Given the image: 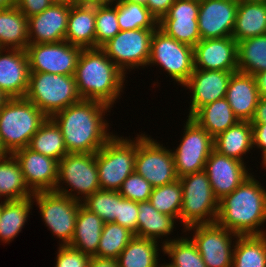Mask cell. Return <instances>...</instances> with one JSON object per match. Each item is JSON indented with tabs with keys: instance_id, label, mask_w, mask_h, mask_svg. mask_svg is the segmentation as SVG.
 Wrapping results in <instances>:
<instances>
[{
	"instance_id": "1",
	"label": "cell",
	"mask_w": 266,
	"mask_h": 267,
	"mask_svg": "<svg viewBox=\"0 0 266 267\" xmlns=\"http://www.w3.org/2000/svg\"><path fill=\"white\" fill-rule=\"evenodd\" d=\"M110 109L102 102L82 99L50 117L62 131L68 153H96L104 146L114 135L104 118Z\"/></svg>"
},
{
	"instance_id": "2",
	"label": "cell",
	"mask_w": 266,
	"mask_h": 267,
	"mask_svg": "<svg viewBox=\"0 0 266 267\" xmlns=\"http://www.w3.org/2000/svg\"><path fill=\"white\" fill-rule=\"evenodd\" d=\"M249 175L232 193L219 200L216 223L238 236L265 235L266 189Z\"/></svg>"
},
{
	"instance_id": "3",
	"label": "cell",
	"mask_w": 266,
	"mask_h": 267,
	"mask_svg": "<svg viewBox=\"0 0 266 267\" xmlns=\"http://www.w3.org/2000/svg\"><path fill=\"white\" fill-rule=\"evenodd\" d=\"M84 100L102 102L111 108L121 96L126 75L101 48L82 49L74 74Z\"/></svg>"
},
{
	"instance_id": "4",
	"label": "cell",
	"mask_w": 266,
	"mask_h": 267,
	"mask_svg": "<svg viewBox=\"0 0 266 267\" xmlns=\"http://www.w3.org/2000/svg\"><path fill=\"white\" fill-rule=\"evenodd\" d=\"M47 116L26 98H10L0 109V139L9 154L28 147Z\"/></svg>"
},
{
	"instance_id": "5",
	"label": "cell",
	"mask_w": 266,
	"mask_h": 267,
	"mask_svg": "<svg viewBox=\"0 0 266 267\" xmlns=\"http://www.w3.org/2000/svg\"><path fill=\"white\" fill-rule=\"evenodd\" d=\"M25 98L47 117L82 100L74 76L43 72L29 73Z\"/></svg>"
},
{
	"instance_id": "6",
	"label": "cell",
	"mask_w": 266,
	"mask_h": 267,
	"mask_svg": "<svg viewBox=\"0 0 266 267\" xmlns=\"http://www.w3.org/2000/svg\"><path fill=\"white\" fill-rule=\"evenodd\" d=\"M183 191L179 222L184 229L193 225L216 223L219 200L214 196L207 173L200 172L178 178Z\"/></svg>"
},
{
	"instance_id": "7",
	"label": "cell",
	"mask_w": 266,
	"mask_h": 267,
	"mask_svg": "<svg viewBox=\"0 0 266 267\" xmlns=\"http://www.w3.org/2000/svg\"><path fill=\"white\" fill-rule=\"evenodd\" d=\"M113 135L96 152L100 189L119 191L124 180L134 172L136 139Z\"/></svg>"
},
{
	"instance_id": "8",
	"label": "cell",
	"mask_w": 266,
	"mask_h": 267,
	"mask_svg": "<svg viewBox=\"0 0 266 267\" xmlns=\"http://www.w3.org/2000/svg\"><path fill=\"white\" fill-rule=\"evenodd\" d=\"M61 183L69 186L70 189H64ZM98 190H100V184L96 153H67L59 161L55 192L83 202Z\"/></svg>"
},
{
	"instance_id": "9",
	"label": "cell",
	"mask_w": 266,
	"mask_h": 267,
	"mask_svg": "<svg viewBox=\"0 0 266 267\" xmlns=\"http://www.w3.org/2000/svg\"><path fill=\"white\" fill-rule=\"evenodd\" d=\"M151 138L143 133L137 135L134 171L153 188L175 182L178 177L172 150Z\"/></svg>"
},
{
	"instance_id": "10",
	"label": "cell",
	"mask_w": 266,
	"mask_h": 267,
	"mask_svg": "<svg viewBox=\"0 0 266 267\" xmlns=\"http://www.w3.org/2000/svg\"><path fill=\"white\" fill-rule=\"evenodd\" d=\"M149 65H160L183 86L194 71L193 47L175 40L157 27L151 38Z\"/></svg>"
},
{
	"instance_id": "11",
	"label": "cell",
	"mask_w": 266,
	"mask_h": 267,
	"mask_svg": "<svg viewBox=\"0 0 266 267\" xmlns=\"http://www.w3.org/2000/svg\"><path fill=\"white\" fill-rule=\"evenodd\" d=\"M32 201H36L48 229L59 241L62 240L59 244L69 245L74 236L76 218L82 202L55 191L36 192Z\"/></svg>"
},
{
	"instance_id": "12",
	"label": "cell",
	"mask_w": 266,
	"mask_h": 267,
	"mask_svg": "<svg viewBox=\"0 0 266 267\" xmlns=\"http://www.w3.org/2000/svg\"><path fill=\"white\" fill-rule=\"evenodd\" d=\"M154 31L155 29L121 30L101 49L124 74L128 69L131 71L130 69L140 66L147 67Z\"/></svg>"
},
{
	"instance_id": "13",
	"label": "cell",
	"mask_w": 266,
	"mask_h": 267,
	"mask_svg": "<svg viewBox=\"0 0 266 267\" xmlns=\"http://www.w3.org/2000/svg\"><path fill=\"white\" fill-rule=\"evenodd\" d=\"M180 144L172 150L177 177L203 171L214 150V138L195 120L187 116Z\"/></svg>"
},
{
	"instance_id": "14",
	"label": "cell",
	"mask_w": 266,
	"mask_h": 267,
	"mask_svg": "<svg viewBox=\"0 0 266 267\" xmlns=\"http://www.w3.org/2000/svg\"><path fill=\"white\" fill-rule=\"evenodd\" d=\"M82 49L67 41L28 44L26 53L29 70L74 76Z\"/></svg>"
},
{
	"instance_id": "15",
	"label": "cell",
	"mask_w": 266,
	"mask_h": 267,
	"mask_svg": "<svg viewBox=\"0 0 266 267\" xmlns=\"http://www.w3.org/2000/svg\"><path fill=\"white\" fill-rule=\"evenodd\" d=\"M191 230L194 231L191 240L207 267H232L234 249L232 238H237L238 235L217 223L193 225L183 232Z\"/></svg>"
},
{
	"instance_id": "16",
	"label": "cell",
	"mask_w": 266,
	"mask_h": 267,
	"mask_svg": "<svg viewBox=\"0 0 266 267\" xmlns=\"http://www.w3.org/2000/svg\"><path fill=\"white\" fill-rule=\"evenodd\" d=\"M238 0H199L198 30L201 40L231 37Z\"/></svg>"
},
{
	"instance_id": "17",
	"label": "cell",
	"mask_w": 266,
	"mask_h": 267,
	"mask_svg": "<svg viewBox=\"0 0 266 267\" xmlns=\"http://www.w3.org/2000/svg\"><path fill=\"white\" fill-rule=\"evenodd\" d=\"M199 0H175L158 28L175 40L194 47L201 36L198 30Z\"/></svg>"
},
{
	"instance_id": "18",
	"label": "cell",
	"mask_w": 266,
	"mask_h": 267,
	"mask_svg": "<svg viewBox=\"0 0 266 267\" xmlns=\"http://www.w3.org/2000/svg\"><path fill=\"white\" fill-rule=\"evenodd\" d=\"M194 69L238 71L237 41L231 37L200 40L193 47Z\"/></svg>"
},
{
	"instance_id": "19",
	"label": "cell",
	"mask_w": 266,
	"mask_h": 267,
	"mask_svg": "<svg viewBox=\"0 0 266 267\" xmlns=\"http://www.w3.org/2000/svg\"><path fill=\"white\" fill-rule=\"evenodd\" d=\"M248 169L244 162L213 150L205 163L204 171L207 173L214 196L221 200L252 174L248 173Z\"/></svg>"
},
{
	"instance_id": "20",
	"label": "cell",
	"mask_w": 266,
	"mask_h": 267,
	"mask_svg": "<svg viewBox=\"0 0 266 267\" xmlns=\"http://www.w3.org/2000/svg\"><path fill=\"white\" fill-rule=\"evenodd\" d=\"M20 164L24 180L33 192L54 191L58 179L59 162L28 147L13 153Z\"/></svg>"
},
{
	"instance_id": "21",
	"label": "cell",
	"mask_w": 266,
	"mask_h": 267,
	"mask_svg": "<svg viewBox=\"0 0 266 267\" xmlns=\"http://www.w3.org/2000/svg\"><path fill=\"white\" fill-rule=\"evenodd\" d=\"M235 72L194 69L188 81L182 86L192 93L189 117L201 107L224 98L229 80Z\"/></svg>"
},
{
	"instance_id": "22",
	"label": "cell",
	"mask_w": 266,
	"mask_h": 267,
	"mask_svg": "<svg viewBox=\"0 0 266 267\" xmlns=\"http://www.w3.org/2000/svg\"><path fill=\"white\" fill-rule=\"evenodd\" d=\"M71 5L52 3L43 12L29 17V44L65 41Z\"/></svg>"
},
{
	"instance_id": "23",
	"label": "cell",
	"mask_w": 266,
	"mask_h": 267,
	"mask_svg": "<svg viewBox=\"0 0 266 267\" xmlns=\"http://www.w3.org/2000/svg\"><path fill=\"white\" fill-rule=\"evenodd\" d=\"M29 73L26 50L0 48V89L9 98H25Z\"/></svg>"
},
{
	"instance_id": "24",
	"label": "cell",
	"mask_w": 266,
	"mask_h": 267,
	"mask_svg": "<svg viewBox=\"0 0 266 267\" xmlns=\"http://www.w3.org/2000/svg\"><path fill=\"white\" fill-rule=\"evenodd\" d=\"M239 121H251L260 99L253 75L242 72L232 74L225 95Z\"/></svg>"
},
{
	"instance_id": "25",
	"label": "cell",
	"mask_w": 266,
	"mask_h": 267,
	"mask_svg": "<svg viewBox=\"0 0 266 267\" xmlns=\"http://www.w3.org/2000/svg\"><path fill=\"white\" fill-rule=\"evenodd\" d=\"M266 34V0H238L232 37L243 41Z\"/></svg>"
},
{
	"instance_id": "26",
	"label": "cell",
	"mask_w": 266,
	"mask_h": 267,
	"mask_svg": "<svg viewBox=\"0 0 266 267\" xmlns=\"http://www.w3.org/2000/svg\"><path fill=\"white\" fill-rule=\"evenodd\" d=\"M65 41L83 49L95 48V5H71Z\"/></svg>"
},
{
	"instance_id": "27",
	"label": "cell",
	"mask_w": 266,
	"mask_h": 267,
	"mask_svg": "<svg viewBox=\"0 0 266 267\" xmlns=\"http://www.w3.org/2000/svg\"><path fill=\"white\" fill-rule=\"evenodd\" d=\"M104 221L83 205L79 207L76 218L75 232L69 246L88 254L97 256Z\"/></svg>"
},
{
	"instance_id": "28",
	"label": "cell",
	"mask_w": 266,
	"mask_h": 267,
	"mask_svg": "<svg viewBox=\"0 0 266 267\" xmlns=\"http://www.w3.org/2000/svg\"><path fill=\"white\" fill-rule=\"evenodd\" d=\"M28 18L16 7L0 10V48L26 50Z\"/></svg>"
},
{
	"instance_id": "29",
	"label": "cell",
	"mask_w": 266,
	"mask_h": 267,
	"mask_svg": "<svg viewBox=\"0 0 266 267\" xmlns=\"http://www.w3.org/2000/svg\"><path fill=\"white\" fill-rule=\"evenodd\" d=\"M252 148V124L249 121H239L214 138L215 151L242 162L244 155Z\"/></svg>"
},
{
	"instance_id": "30",
	"label": "cell",
	"mask_w": 266,
	"mask_h": 267,
	"mask_svg": "<svg viewBox=\"0 0 266 267\" xmlns=\"http://www.w3.org/2000/svg\"><path fill=\"white\" fill-rule=\"evenodd\" d=\"M191 118L213 138L239 122L225 97L201 107Z\"/></svg>"
},
{
	"instance_id": "31",
	"label": "cell",
	"mask_w": 266,
	"mask_h": 267,
	"mask_svg": "<svg viewBox=\"0 0 266 267\" xmlns=\"http://www.w3.org/2000/svg\"><path fill=\"white\" fill-rule=\"evenodd\" d=\"M138 212L136 237L158 241L173 232L177 220L157 211L149 201L138 202Z\"/></svg>"
},
{
	"instance_id": "32",
	"label": "cell",
	"mask_w": 266,
	"mask_h": 267,
	"mask_svg": "<svg viewBox=\"0 0 266 267\" xmlns=\"http://www.w3.org/2000/svg\"><path fill=\"white\" fill-rule=\"evenodd\" d=\"M33 195L14 155L0 158V198L4 196V201L22 200Z\"/></svg>"
},
{
	"instance_id": "33",
	"label": "cell",
	"mask_w": 266,
	"mask_h": 267,
	"mask_svg": "<svg viewBox=\"0 0 266 267\" xmlns=\"http://www.w3.org/2000/svg\"><path fill=\"white\" fill-rule=\"evenodd\" d=\"M32 197L22 200L2 201V211L0 214V240L3 243L11 242L29 217L33 208Z\"/></svg>"
},
{
	"instance_id": "34",
	"label": "cell",
	"mask_w": 266,
	"mask_h": 267,
	"mask_svg": "<svg viewBox=\"0 0 266 267\" xmlns=\"http://www.w3.org/2000/svg\"><path fill=\"white\" fill-rule=\"evenodd\" d=\"M158 241L134 236L116 259L118 267H159Z\"/></svg>"
},
{
	"instance_id": "35",
	"label": "cell",
	"mask_w": 266,
	"mask_h": 267,
	"mask_svg": "<svg viewBox=\"0 0 266 267\" xmlns=\"http://www.w3.org/2000/svg\"><path fill=\"white\" fill-rule=\"evenodd\" d=\"M28 148L58 162L68 153L62 131L50 117H47L32 136Z\"/></svg>"
},
{
	"instance_id": "36",
	"label": "cell",
	"mask_w": 266,
	"mask_h": 267,
	"mask_svg": "<svg viewBox=\"0 0 266 267\" xmlns=\"http://www.w3.org/2000/svg\"><path fill=\"white\" fill-rule=\"evenodd\" d=\"M232 267H266V234L238 236Z\"/></svg>"
},
{
	"instance_id": "37",
	"label": "cell",
	"mask_w": 266,
	"mask_h": 267,
	"mask_svg": "<svg viewBox=\"0 0 266 267\" xmlns=\"http://www.w3.org/2000/svg\"><path fill=\"white\" fill-rule=\"evenodd\" d=\"M238 72L254 75L266 70V34L237 42Z\"/></svg>"
},
{
	"instance_id": "38",
	"label": "cell",
	"mask_w": 266,
	"mask_h": 267,
	"mask_svg": "<svg viewBox=\"0 0 266 267\" xmlns=\"http://www.w3.org/2000/svg\"><path fill=\"white\" fill-rule=\"evenodd\" d=\"M162 252L171 258L170 267H207L191 237H178L161 242Z\"/></svg>"
},
{
	"instance_id": "39",
	"label": "cell",
	"mask_w": 266,
	"mask_h": 267,
	"mask_svg": "<svg viewBox=\"0 0 266 267\" xmlns=\"http://www.w3.org/2000/svg\"><path fill=\"white\" fill-rule=\"evenodd\" d=\"M117 18L120 30L156 29L157 19L141 3L117 0Z\"/></svg>"
},
{
	"instance_id": "40",
	"label": "cell",
	"mask_w": 266,
	"mask_h": 267,
	"mask_svg": "<svg viewBox=\"0 0 266 267\" xmlns=\"http://www.w3.org/2000/svg\"><path fill=\"white\" fill-rule=\"evenodd\" d=\"M134 236L133 232L117 223H104L97 256L116 260Z\"/></svg>"
},
{
	"instance_id": "41",
	"label": "cell",
	"mask_w": 266,
	"mask_h": 267,
	"mask_svg": "<svg viewBox=\"0 0 266 267\" xmlns=\"http://www.w3.org/2000/svg\"><path fill=\"white\" fill-rule=\"evenodd\" d=\"M149 202L160 213L179 220L183 202V191L179 179L167 185L154 187Z\"/></svg>"
},
{
	"instance_id": "42",
	"label": "cell",
	"mask_w": 266,
	"mask_h": 267,
	"mask_svg": "<svg viewBox=\"0 0 266 267\" xmlns=\"http://www.w3.org/2000/svg\"><path fill=\"white\" fill-rule=\"evenodd\" d=\"M114 3L95 5V48H101L121 31L117 18V0Z\"/></svg>"
},
{
	"instance_id": "43",
	"label": "cell",
	"mask_w": 266,
	"mask_h": 267,
	"mask_svg": "<svg viewBox=\"0 0 266 267\" xmlns=\"http://www.w3.org/2000/svg\"><path fill=\"white\" fill-rule=\"evenodd\" d=\"M82 205L97 214L104 223L114 222L118 217L119 191L100 189L88 196Z\"/></svg>"
},
{
	"instance_id": "44",
	"label": "cell",
	"mask_w": 266,
	"mask_h": 267,
	"mask_svg": "<svg viewBox=\"0 0 266 267\" xmlns=\"http://www.w3.org/2000/svg\"><path fill=\"white\" fill-rule=\"evenodd\" d=\"M152 189L151 184L134 171L124 180L119 193L125 199L143 202L149 201Z\"/></svg>"
},
{
	"instance_id": "45",
	"label": "cell",
	"mask_w": 266,
	"mask_h": 267,
	"mask_svg": "<svg viewBox=\"0 0 266 267\" xmlns=\"http://www.w3.org/2000/svg\"><path fill=\"white\" fill-rule=\"evenodd\" d=\"M90 258L69 245H59L54 267H88Z\"/></svg>"
},
{
	"instance_id": "46",
	"label": "cell",
	"mask_w": 266,
	"mask_h": 267,
	"mask_svg": "<svg viewBox=\"0 0 266 267\" xmlns=\"http://www.w3.org/2000/svg\"><path fill=\"white\" fill-rule=\"evenodd\" d=\"M138 213V202L125 199L119 193L118 217L114 223L127 228L135 234L137 232Z\"/></svg>"
},
{
	"instance_id": "47",
	"label": "cell",
	"mask_w": 266,
	"mask_h": 267,
	"mask_svg": "<svg viewBox=\"0 0 266 267\" xmlns=\"http://www.w3.org/2000/svg\"><path fill=\"white\" fill-rule=\"evenodd\" d=\"M51 4V0H16V7L27 18L43 12Z\"/></svg>"
},
{
	"instance_id": "48",
	"label": "cell",
	"mask_w": 266,
	"mask_h": 267,
	"mask_svg": "<svg viewBox=\"0 0 266 267\" xmlns=\"http://www.w3.org/2000/svg\"><path fill=\"white\" fill-rule=\"evenodd\" d=\"M253 148L256 146L262 151V160L266 157V123H251Z\"/></svg>"
},
{
	"instance_id": "49",
	"label": "cell",
	"mask_w": 266,
	"mask_h": 267,
	"mask_svg": "<svg viewBox=\"0 0 266 267\" xmlns=\"http://www.w3.org/2000/svg\"><path fill=\"white\" fill-rule=\"evenodd\" d=\"M175 0H147L145 6L150 13L159 21L165 16Z\"/></svg>"
},
{
	"instance_id": "50",
	"label": "cell",
	"mask_w": 266,
	"mask_h": 267,
	"mask_svg": "<svg viewBox=\"0 0 266 267\" xmlns=\"http://www.w3.org/2000/svg\"><path fill=\"white\" fill-rule=\"evenodd\" d=\"M251 123H266V97L260 98Z\"/></svg>"
},
{
	"instance_id": "51",
	"label": "cell",
	"mask_w": 266,
	"mask_h": 267,
	"mask_svg": "<svg viewBox=\"0 0 266 267\" xmlns=\"http://www.w3.org/2000/svg\"><path fill=\"white\" fill-rule=\"evenodd\" d=\"M88 267H118V265L115 259L92 256Z\"/></svg>"
},
{
	"instance_id": "52",
	"label": "cell",
	"mask_w": 266,
	"mask_h": 267,
	"mask_svg": "<svg viewBox=\"0 0 266 267\" xmlns=\"http://www.w3.org/2000/svg\"><path fill=\"white\" fill-rule=\"evenodd\" d=\"M260 98L266 97V70L253 75Z\"/></svg>"
},
{
	"instance_id": "53",
	"label": "cell",
	"mask_w": 266,
	"mask_h": 267,
	"mask_svg": "<svg viewBox=\"0 0 266 267\" xmlns=\"http://www.w3.org/2000/svg\"><path fill=\"white\" fill-rule=\"evenodd\" d=\"M116 0H74L75 4L80 5H110Z\"/></svg>"
},
{
	"instance_id": "54",
	"label": "cell",
	"mask_w": 266,
	"mask_h": 267,
	"mask_svg": "<svg viewBox=\"0 0 266 267\" xmlns=\"http://www.w3.org/2000/svg\"><path fill=\"white\" fill-rule=\"evenodd\" d=\"M16 6V0H0V10Z\"/></svg>"
},
{
	"instance_id": "55",
	"label": "cell",
	"mask_w": 266,
	"mask_h": 267,
	"mask_svg": "<svg viewBox=\"0 0 266 267\" xmlns=\"http://www.w3.org/2000/svg\"><path fill=\"white\" fill-rule=\"evenodd\" d=\"M10 98L0 89V109Z\"/></svg>"
},
{
	"instance_id": "56",
	"label": "cell",
	"mask_w": 266,
	"mask_h": 267,
	"mask_svg": "<svg viewBox=\"0 0 266 267\" xmlns=\"http://www.w3.org/2000/svg\"><path fill=\"white\" fill-rule=\"evenodd\" d=\"M51 2L56 4H73L74 0H51Z\"/></svg>"
},
{
	"instance_id": "57",
	"label": "cell",
	"mask_w": 266,
	"mask_h": 267,
	"mask_svg": "<svg viewBox=\"0 0 266 267\" xmlns=\"http://www.w3.org/2000/svg\"><path fill=\"white\" fill-rule=\"evenodd\" d=\"M9 153L5 150L0 139V158L6 157Z\"/></svg>"
},
{
	"instance_id": "58",
	"label": "cell",
	"mask_w": 266,
	"mask_h": 267,
	"mask_svg": "<svg viewBox=\"0 0 266 267\" xmlns=\"http://www.w3.org/2000/svg\"><path fill=\"white\" fill-rule=\"evenodd\" d=\"M121 1L141 3V4H144V5L147 3V0H121Z\"/></svg>"
},
{
	"instance_id": "59",
	"label": "cell",
	"mask_w": 266,
	"mask_h": 267,
	"mask_svg": "<svg viewBox=\"0 0 266 267\" xmlns=\"http://www.w3.org/2000/svg\"><path fill=\"white\" fill-rule=\"evenodd\" d=\"M262 166L265 167V169H266V157L262 160Z\"/></svg>"
},
{
	"instance_id": "60",
	"label": "cell",
	"mask_w": 266,
	"mask_h": 267,
	"mask_svg": "<svg viewBox=\"0 0 266 267\" xmlns=\"http://www.w3.org/2000/svg\"><path fill=\"white\" fill-rule=\"evenodd\" d=\"M161 265V266H160ZM159 265V267H170V266H168L167 264L165 265V263L164 264H160Z\"/></svg>"
},
{
	"instance_id": "61",
	"label": "cell",
	"mask_w": 266,
	"mask_h": 267,
	"mask_svg": "<svg viewBox=\"0 0 266 267\" xmlns=\"http://www.w3.org/2000/svg\"><path fill=\"white\" fill-rule=\"evenodd\" d=\"M1 211H2V201L0 203V214H1Z\"/></svg>"
}]
</instances>
